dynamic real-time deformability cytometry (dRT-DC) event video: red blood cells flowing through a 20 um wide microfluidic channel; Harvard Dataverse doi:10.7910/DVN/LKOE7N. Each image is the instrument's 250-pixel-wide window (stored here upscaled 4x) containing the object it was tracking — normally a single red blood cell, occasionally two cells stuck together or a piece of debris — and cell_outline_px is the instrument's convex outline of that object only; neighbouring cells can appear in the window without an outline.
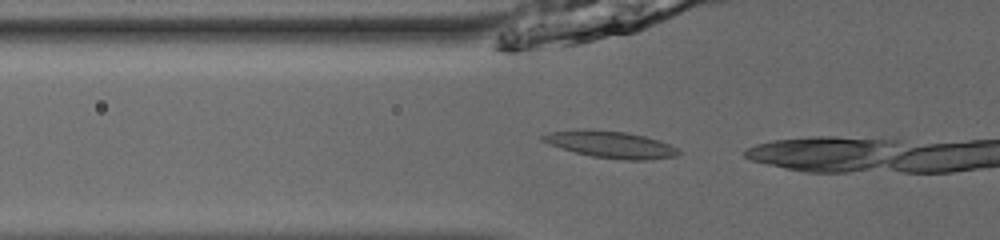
{"species": "common noctule bat (a hibernating species)", "species_latin": "Nyctalus noctula", "temperature_condition": "room temperature", "stored_images_in_passage": 17, "camera_frame_rate_fps": 3000, "um_per_image_px": 0.085, "animal": {"sex": "male", "body_mass_g": 13.0, "forearm_length_mm": 53.1}, "frame": {"image": 1, "passage_image": 15, "time_ms": 4.667, "image_size_px": [1000, 240], "cell_outline_px": [[680, 152], [676, 156], [644, 160], [624, 160], [592, 156], [576, 152], [548, 144], [540, 140], [540, 136], [548, 132], [584, 128], [588, 128], [624, 132], [644, 136], [668, 144], [676, 148]], "centroid_in_image_um": [51.82, 12.26], "position_along_channel_um": 74.0, "area_um2": 21.1}}